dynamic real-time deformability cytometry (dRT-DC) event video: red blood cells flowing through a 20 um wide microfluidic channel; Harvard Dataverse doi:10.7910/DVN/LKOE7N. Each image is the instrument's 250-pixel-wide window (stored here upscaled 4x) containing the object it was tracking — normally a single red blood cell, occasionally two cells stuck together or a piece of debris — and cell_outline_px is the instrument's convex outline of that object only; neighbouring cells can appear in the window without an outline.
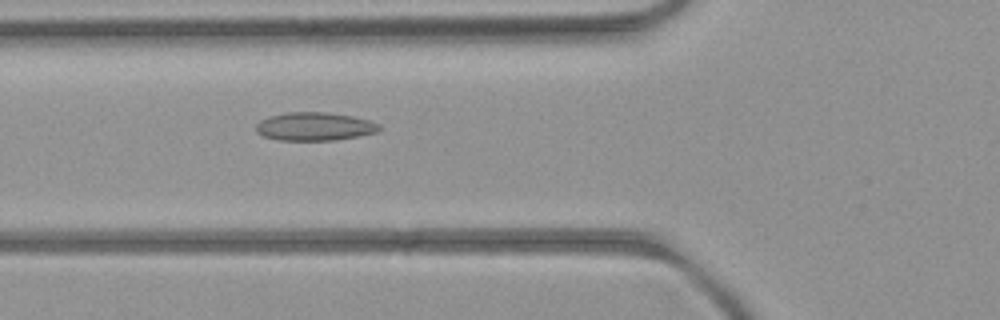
{"species": "common noctule bat (a hibernating species)", "species_latin": "Nyctalus noctula", "temperature_condition": "room temperature", "stored_images_in_passage": 37, "camera_frame_rate_fps": 3000, "um_per_image_px": 0.085, "animal": {"sex": "female", "body_mass_g": 21.9}, "frame": {"image": 1, "passage_image": 4, "time_ms": 1.0, "image_size_px": [1000, 320], "cell_outline_px": [[380, 128], [376, 132], [360, 136], [336, 140], [280, 140], [264, 136], [256, 132], [256, 124], [260, 120], [268, 116], [288, 112], [324, 112], [352, 116], [368, 120], [380, 124]], "centroid_in_image_um": [26.73, 10.75], "position_along_channel_um": 99.1, "area_um2": 20.29}}
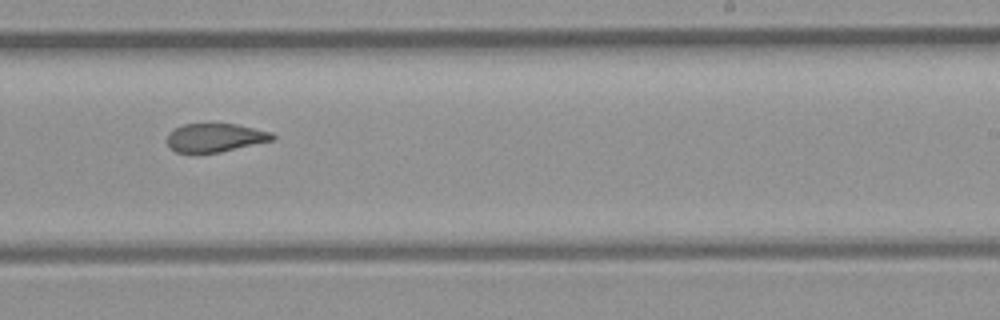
{"frame": {"image": 2, "passage_image": 17, "time_ms": 5.333, "image_size_px": [1000, 320], "cell_outline_px": [[276, 136], [272, 140], [220, 152], [176, 152], [168, 144], [168, 132], [184, 124], [236, 124], [272, 132]], "centroid_in_image_um": [18.3, 11.69], "position_along_channel_um": 270.7, "area_um2": 17.17}}
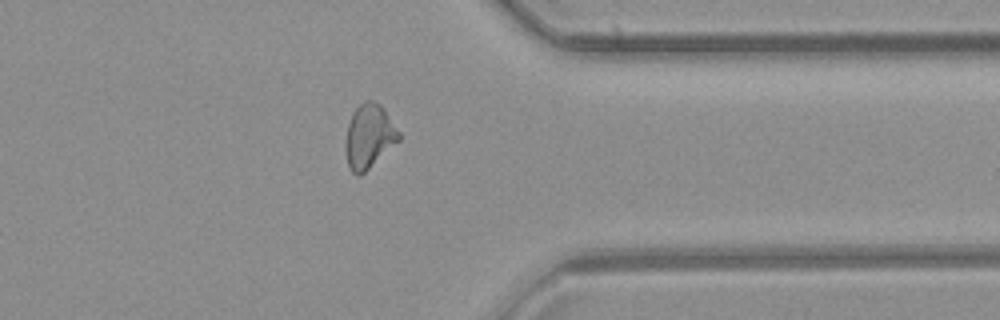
{"frame": {"image": 3, "passage_image": 26, "time_ms": 8.333, "image_size_px": [1000, 320], "cell_outline_px": [[400, 140], [360, 176], [356, 176], [352, 172], [348, 164], [344, 148], [344, 144], [348, 124], [352, 112], [364, 100], [372, 100], [380, 104], [384, 108], [400, 132]], "centroid_in_image_um": [31.36, 11.58], "position_along_channel_um": 380.0, "area_um2": 20.06}, "authors_computed_cell_mechanics": {"area_um2": 19.074, "velocity_mm_per_s": 3.9506, "shape_relaxation_time_tau1_ms": null, "shape_relaxation_time_tau2_ms": 2.7565, "deformation_change_tau1": null, "deformation_change_tau2": 0.0764}}